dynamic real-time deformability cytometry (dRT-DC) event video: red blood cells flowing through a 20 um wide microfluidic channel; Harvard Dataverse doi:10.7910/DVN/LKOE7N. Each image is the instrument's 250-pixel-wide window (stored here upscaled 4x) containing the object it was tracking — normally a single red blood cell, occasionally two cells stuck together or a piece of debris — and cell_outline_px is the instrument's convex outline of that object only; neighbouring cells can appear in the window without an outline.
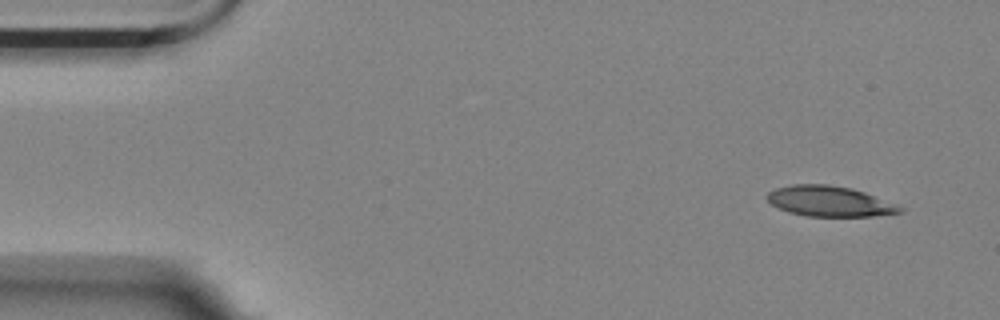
{"species": "Egyptian fruit bat (a non-hibernating species)", "species_latin": "Rousettus aegyptiacus", "temperature_condition": "room temperature", "stored_images_in_passage": 6, "camera_frame_rate_fps": 3000, "um_per_image_px": 0.085, "animal": {"sex": "female"}, "frame": {"image": 1, "passage_image": 1, "time_ms": 0.0, "image_size_px": [1000, 320], "cell_outline_px": [[904, 208], [900, 212], [872, 216], [808, 216], [788, 212], [772, 204], [764, 196], [768, 192], [776, 188], [792, 184], [828, 184], [852, 188], [864, 192], [896, 204]], "centroid_in_image_um": [70.48, 17.1], "position_along_channel_um": 14.5, "area_um2": 23.41}}
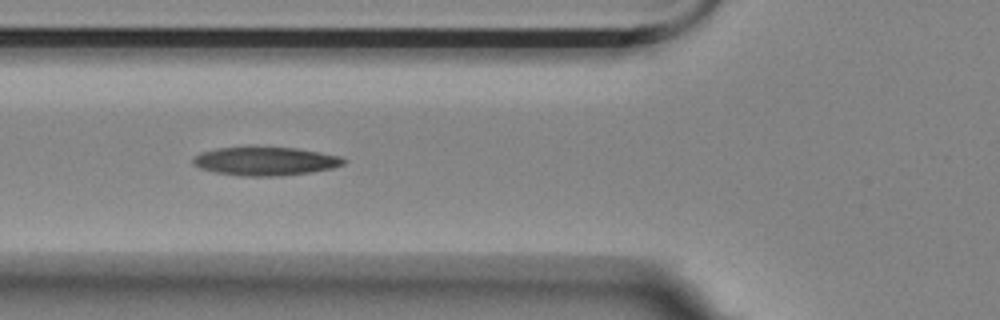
{"frame": {"image": 2, "passage_image": 5, "time_ms": 5.333, "image_size_px": [1000, 320], "cell_outline_px": [[348, 160], [344, 164], [332, 168], [312, 172], [276, 176], [240, 176], [216, 172], [200, 168], [192, 164], [192, 160], [200, 152], [216, 148], [296, 148], [320, 152], [340, 156]], "centroid_in_image_um": [22.57, 13.71], "position_along_channel_um": 103.2, "area_um2": 24.8}}
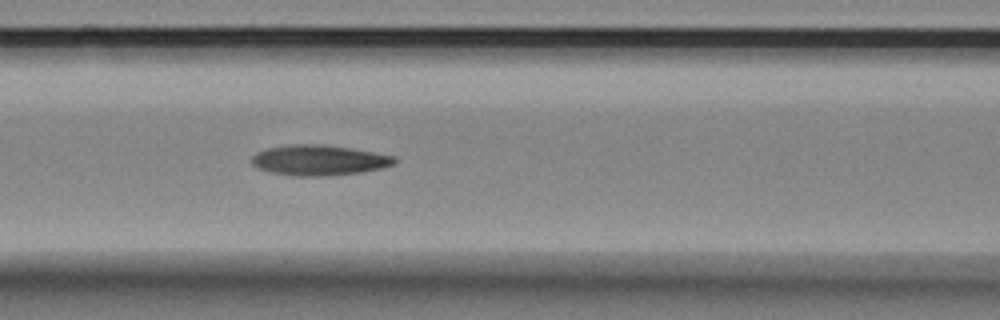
{"frame": {"image": 3, "passage_image": 6, "time_ms": 6.333, "image_size_px": [1000, 320], "cell_outline_px": [[396, 160], [392, 164], [380, 168], [360, 172], [320, 176], [292, 176], [272, 172], [256, 168], [252, 164], [252, 156], [256, 152], [268, 148], [296, 144], [312, 144], [348, 148], [396, 156]], "centroid_in_image_um": [27.06, 13.62], "position_along_channel_um": 139.5, "area_um2": 24.8}}